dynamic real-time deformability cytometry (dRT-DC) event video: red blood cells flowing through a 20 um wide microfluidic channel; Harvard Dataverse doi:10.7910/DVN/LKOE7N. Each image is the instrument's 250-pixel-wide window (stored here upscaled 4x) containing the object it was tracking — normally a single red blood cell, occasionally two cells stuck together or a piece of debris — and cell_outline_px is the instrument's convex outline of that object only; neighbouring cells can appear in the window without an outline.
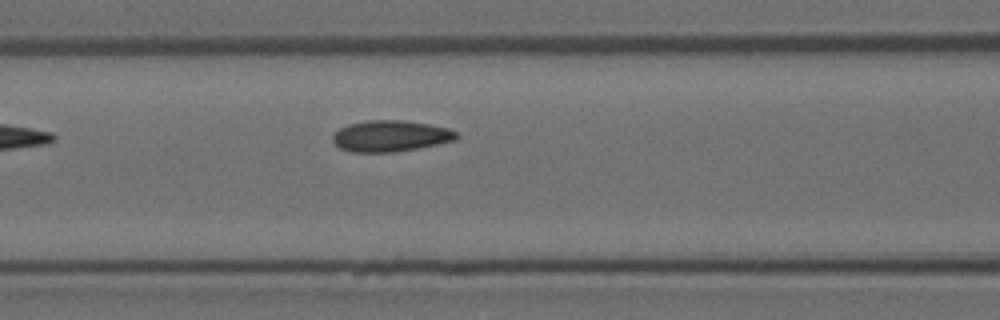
{"species": "Egyptian fruit bat (a non-hibernating species)", "species_latin": "Rousettus aegyptiacus", "temperature_condition": "room temperature", "stored_images_in_passage": 6, "camera_frame_rate_fps": 3000, "um_per_image_px": 0.085, "animal": {"sex": "female"}, "frame": {"image": 1, "passage_image": 6, "time_ms": 1.667, "image_size_px": [1000, 320], "cell_outline_px": [[460, 136], [456, 140], [396, 152], [352, 152], [340, 148], [332, 140], [332, 136], [340, 128], [348, 124], [364, 120], [404, 120], [428, 124], [448, 128], [456, 132]], "centroid_in_image_um": [33.19, 11.55], "position_along_channel_um": 133.4, "area_um2": 22.48}}